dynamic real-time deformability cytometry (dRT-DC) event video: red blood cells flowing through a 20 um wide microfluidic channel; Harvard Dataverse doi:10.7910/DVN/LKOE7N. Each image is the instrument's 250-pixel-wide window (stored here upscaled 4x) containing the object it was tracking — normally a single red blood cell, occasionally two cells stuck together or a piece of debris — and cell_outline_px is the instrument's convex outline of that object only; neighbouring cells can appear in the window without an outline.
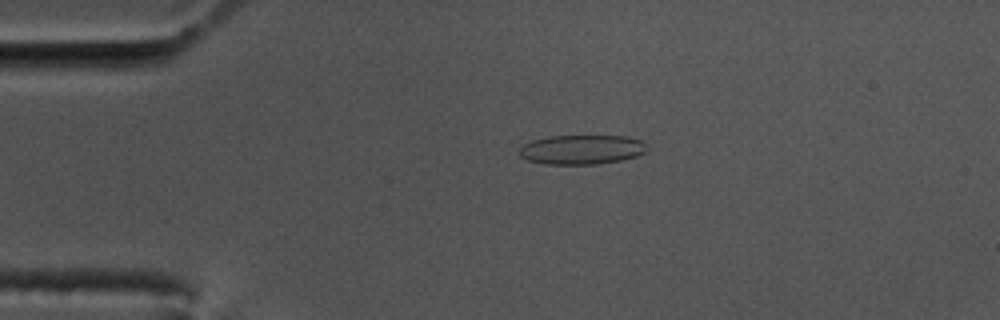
{"species": "common noctule bat (a hibernating species)", "species_latin": "Nyctalus noctula", "temperature_condition": "cold", "stored_images_in_passage": 50, "camera_frame_rate_fps": 3000, "um_per_image_px": 0.085, "animal": {"sex": "male", "body_mass_g": 17.5, "forearm_length_mm": 52.3}, "frame": {"image": 1, "passage_image": 5, "time_ms": 1.333, "image_size_px": [1000, 320], "cell_outline_px": [[648, 148], [644, 152], [636, 156], [620, 160], [596, 164], [544, 164], [528, 160], [520, 156], [516, 152], [524, 144], [532, 140], [548, 136], [628, 136], [640, 140]], "centroid_in_image_um": [49.4, 12.71], "position_along_channel_um": 35.6, "area_um2": 21.91}}
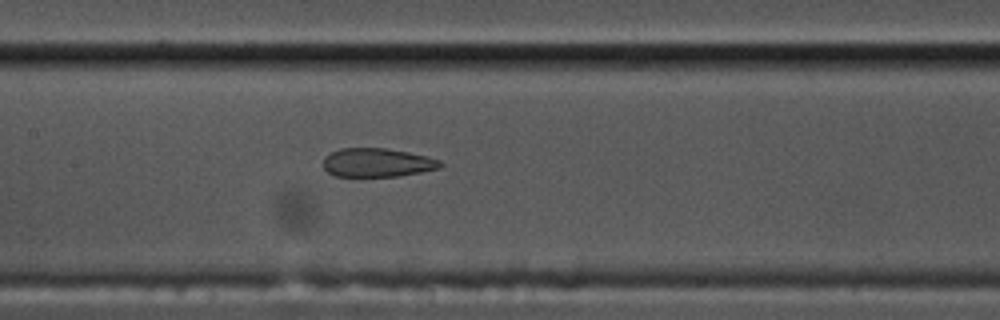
{"frame": {"image": 2, "passage_image": 20, "time_ms": 6.333, "image_size_px": [1000, 320], "cell_outline_px": [[444, 164], [440, 168], [400, 176], [336, 176], [328, 172], [324, 168], [324, 156], [340, 148], [388, 148], [408, 152], [440, 160]], "centroid_in_image_um": [32.07, 13.82], "position_along_channel_um": 175.3, "area_um2": 19.54}}
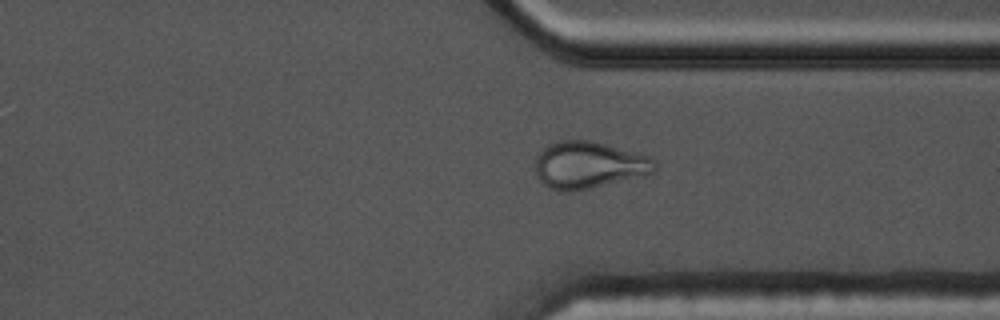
{"frame": {"image": 3, "passage_image": 36, "time_ms": 11.667, "image_size_px": [1000, 320], "cell_outline_px": [[656, 168], [648, 176], [568, 192], [560, 192], [548, 188], [536, 176], [536, 156], [548, 144], [560, 140], [588, 140], [604, 144], [648, 156], [656, 160]], "centroid_in_image_um": [50.04, 14.04], "position_along_channel_um": 361.4, "area_um2": 32.77}, "authors_computed_cell_mechanics": {"area_um2": 22.3975, "velocity_mm_per_s": 3.4886, "shape_relaxation_time_tau1_ms": null, "shape_relaxation_time_tau2_ms": 1.3726, "deformation_change_tau1": null, "deformation_change_tau2": 0.0663}}